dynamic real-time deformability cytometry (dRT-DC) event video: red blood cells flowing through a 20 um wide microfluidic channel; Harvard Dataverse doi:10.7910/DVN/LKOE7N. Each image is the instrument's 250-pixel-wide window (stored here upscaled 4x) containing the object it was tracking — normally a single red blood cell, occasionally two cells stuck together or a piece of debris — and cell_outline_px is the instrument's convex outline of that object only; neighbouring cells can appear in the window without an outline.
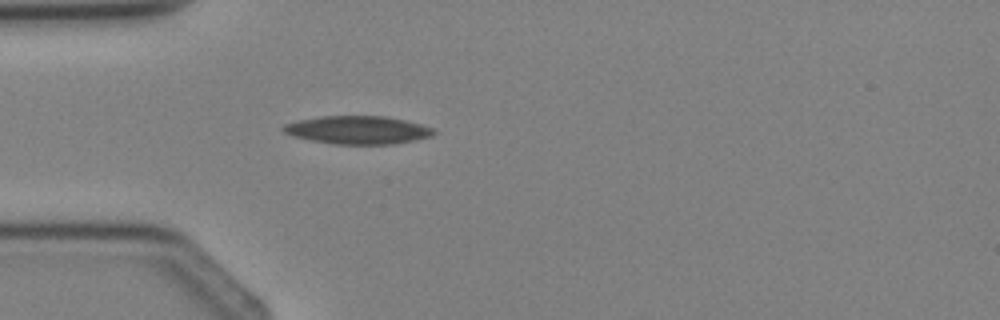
{"species": "Egyptian fruit bat (a non-hibernating species)", "species_latin": "Rousettus aegyptiacus", "temperature_condition": "cold", "stored_images_in_passage": 1, "camera_frame_rate_fps": 3000, "um_per_image_px": 0.085, "animal": {"sex": "female"}, "frame": {"image": 1, "passage_image": 1, "time_ms": 0.0, "image_size_px": [1000, 320], "cell_outline_px": [[436, 132], [432, 136], [416, 140], [392, 144], [332, 144], [292, 136], [284, 132], [280, 128], [284, 124], [300, 120], [320, 116], [384, 116], [404, 120], [420, 124], [432, 128]], "centroid_in_image_um": [30.4, 11.05], "position_along_channel_um": 54.6, "area_um2": 24.57}}